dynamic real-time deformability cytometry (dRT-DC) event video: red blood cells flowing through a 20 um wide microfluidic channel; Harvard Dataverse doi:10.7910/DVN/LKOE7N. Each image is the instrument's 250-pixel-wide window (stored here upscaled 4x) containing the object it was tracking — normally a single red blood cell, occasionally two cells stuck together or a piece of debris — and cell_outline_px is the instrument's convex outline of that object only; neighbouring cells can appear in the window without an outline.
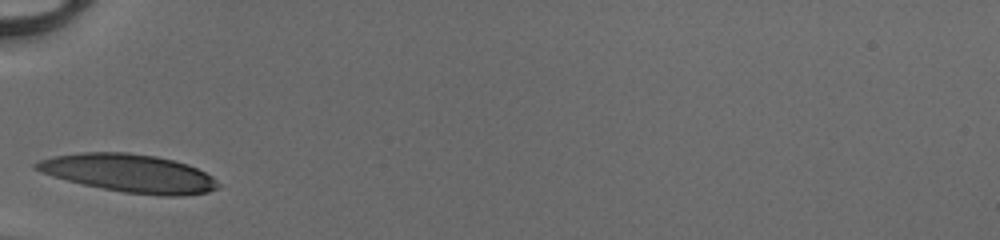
{"species": "human", "species_latin": "Homo sapiens", "temperature_condition": "cold", "stored_images_in_passage": 24, "camera_frame_rate_fps": 3000, "um_per_image_px": 0.085, "donor": {"sex": "male"}, "frame": {"image": 1, "passage_image": 1, "time_ms": 0.0, "image_size_px": [1000, 240], "cell_outline_px": [[220, 188], [208, 192], [184, 196], [160, 196], [124, 192], [84, 184], [52, 176], [40, 172], [32, 168], [32, 164], [40, 160], [52, 156], [80, 152], [124, 152], [156, 156], [188, 164], [212, 176], [220, 184]], "centroid_in_image_um": [10.98, 14.72], "position_along_channel_um": 74.0, "area_um2": 40.4}}
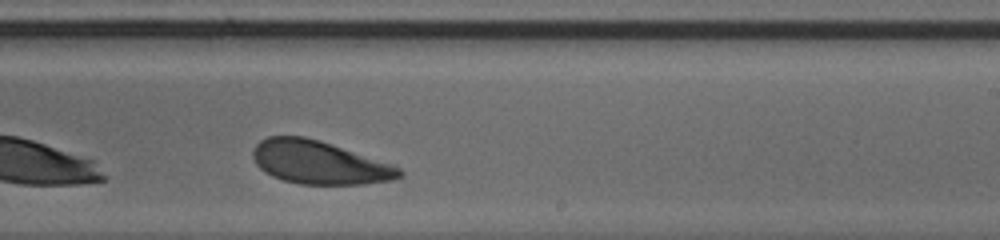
{"frame": {"image": 2, "passage_image": 15, "time_ms": 4.667, "image_size_px": [1000, 240], "cell_outline_px": [[404, 176], [392, 180], [364, 184], [300, 184], [284, 180], [272, 176], [264, 172], [256, 164], [252, 156], [252, 152], [256, 144], [260, 140], [268, 136], [304, 136], [320, 140], [396, 164], [404, 172]], "centroid_in_image_um": [27.18, 13.8], "position_along_channel_um": 261.8, "area_um2": 37.34}}
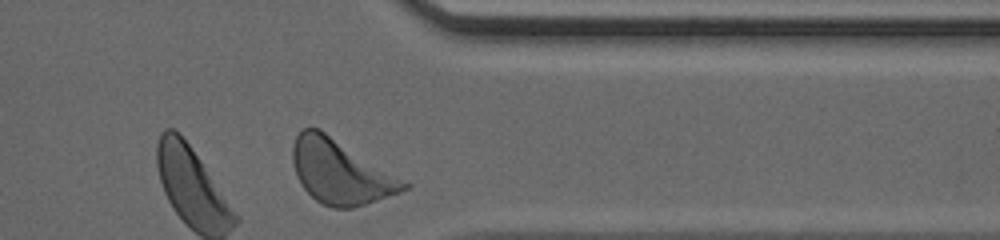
{"frame": {"image": 3, "passage_image": 24, "time_ms": 7.667, "image_size_px": [1000, 240], "cell_outline_px": [[412, 184], [408, 188], [400, 192], [352, 208], [332, 208], [316, 200], [304, 188], [296, 176], [292, 160], [292, 144], [296, 136], [304, 128], [320, 128]], "centroid_in_image_um": [28.93, 14.59], "position_along_channel_um": 382.5, "area_um2": 41.38}, "authors_computed_cell_mechanics": {"area_um2": 38.3214, "velocity_mm_per_s": 4.0856, "shape_relaxation_time_tau1_ms": 1.9882, "shape_relaxation_time_tau2_ms": 5.213, "deformation_change_tau1": 0.111, "deformation_change_tau2": 0.1428}}